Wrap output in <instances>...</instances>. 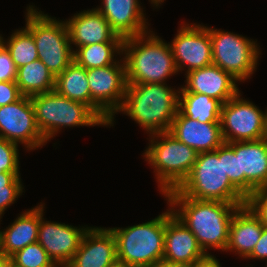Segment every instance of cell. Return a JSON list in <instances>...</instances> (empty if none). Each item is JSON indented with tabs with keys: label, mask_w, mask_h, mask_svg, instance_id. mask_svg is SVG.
<instances>
[{
	"label": "cell",
	"mask_w": 267,
	"mask_h": 267,
	"mask_svg": "<svg viewBox=\"0 0 267 267\" xmlns=\"http://www.w3.org/2000/svg\"><path fill=\"white\" fill-rule=\"evenodd\" d=\"M155 267H192V264L170 262L163 259Z\"/></svg>",
	"instance_id": "obj_39"
},
{
	"label": "cell",
	"mask_w": 267,
	"mask_h": 267,
	"mask_svg": "<svg viewBox=\"0 0 267 267\" xmlns=\"http://www.w3.org/2000/svg\"><path fill=\"white\" fill-rule=\"evenodd\" d=\"M37 126L44 139L51 140L62 127L108 126L87 104L66 98L56 90L30 97Z\"/></svg>",
	"instance_id": "obj_6"
},
{
	"label": "cell",
	"mask_w": 267,
	"mask_h": 267,
	"mask_svg": "<svg viewBox=\"0 0 267 267\" xmlns=\"http://www.w3.org/2000/svg\"><path fill=\"white\" fill-rule=\"evenodd\" d=\"M21 97L22 94L19 91L16 81L0 82V107L12 104Z\"/></svg>",
	"instance_id": "obj_34"
},
{
	"label": "cell",
	"mask_w": 267,
	"mask_h": 267,
	"mask_svg": "<svg viewBox=\"0 0 267 267\" xmlns=\"http://www.w3.org/2000/svg\"><path fill=\"white\" fill-rule=\"evenodd\" d=\"M168 132L197 153L215 151L225 142L220 122H199L184 116L179 110Z\"/></svg>",
	"instance_id": "obj_20"
},
{
	"label": "cell",
	"mask_w": 267,
	"mask_h": 267,
	"mask_svg": "<svg viewBox=\"0 0 267 267\" xmlns=\"http://www.w3.org/2000/svg\"><path fill=\"white\" fill-rule=\"evenodd\" d=\"M18 157V145L0 138V172H20Z\"/></svg>",
	"instance_id": "obj_30"
},
{
	"label": "cell",
	"mask_w": 267,
	"mask_h": 267,
	"mask_svg": "<svg viewBox=\"0 0 267 267\" xmlns=\"http://www.w3.org/2000/svg\"><path fill=\"white\" fill-rule=\"evenodd\" d=\"M17 68L12 60L9 51L0 44V82L16 81Z\"/></svg>",
	"instance_id": "obj_33"
},
{
	"label": "cell",
	"mask_w": 267,
	"mask_h": 267,
	"mask_svg": "<svg viewBox=\"0 0 267 267\" xmlns=\"http://www.w3.org/2000/svg\"><path fill=\"white\" fill-rule=\"evenodd\" d=\"M69 40L77 48L96 43H123L109 22L96 9L84 10L65 21Z\"/></svg>",
	"instance_id": "obj_18"
},
{
	"label": "cell",
	"mask_w": 267,
	"mask_h": 267,
	"mask_svg": "<svg viewBox=\"0 0 267 267\" xmlns=\"http://www.w3.org/2000/svg\"><path fill=\"white\" fill-rule=\"evenodd\" d=\"M223 167L225 175L230 182L239 190V165L238 156L233 148L226 142L223 143Z\"/></svg>",
	"instance_id": "obj_31"
},
{
	"label": "cell",
	"mask_w": 267,
	"mask_h": 267,
	"mask_svg": "<svg viewBox=\"0 0 267 267\" xmlns=\"http://www.w3.org/2000/svg\"><path fill=\"white\" fill-rule=\"evenodd\" d=\"M0 138L24 144L27 150L47 144L37 126L30 97L22 96L16 102L0 107Z\"/></svg>",
	"instance_id": "obj_12"
},
{
	"label": "cell",
	"mask_w": 267,
	"mask_h": 267,
	"mask_svg": "<svg viewBox=\"0 0 267 267\" xmlns=\"http://www.w3.org/2000/svg\"><path fill=\"white\" fill-rule=\"evenodd\" d=\"M4 267H15L13 264H11L9 261H7L4 265Z\"/></svg>",
	"instance_id": "obj_43"
},
{
	"label": "cell",
	"mask_w": 267,
	"mask_h": 267,
	"mask_svg": "<svg viewBox=\"0 0 267 267\" xmlns=\"http://www.w3.org/2000/svg\"><path fill=\"white\" fill-rule=\"evenodd\" d=\"M179 106V90L163 83L127 84L123 112L150 135L168 132Z\"/></svg>",
	"instance_id": "obj_2"
},
{
	"label": "cell",
	"mask_w": 267,
	"mask_h": 267,
	"mask_svg": "<svg viewBox=\"0 0 267 267\" xmlns=\"http://www.w3.org/2000/svg\"><path fill=\"white\" fill-rule=\"evenodd\" d=\"M176 191L196 200L247 204V198L225 175L223 144L215 151L198 153L189 175Z\"/></svg>",
	"instance_id": "obj_4"
},
{
	"label": "cell",
	"mask_w": 267,
	"mask_h": 267,
	"mask_svg": "<svg viewBox=\"0 0 267 267\" xmlns=\"http://www.w3.org/2000/svg\"><path fill=\"white\" fill-rule=\"evenodd\" d=\"M160 4H162L165 0H157Z\"/></svg>",
	"instance_id": "obj_44"
},
{
	"label": "cell",
	"mask_w": 267,
	"mask_h": 267,
	"mask_svg": "<svg viewBox=\"0 0 267 267\" xmlns=\"http://www.w3.org/2000/svg\"><path fill=\"white\" fill-rule=\"evenodd\" d=\"M192 267H221L214 255L206 254L203 258L195 261Z\"/></svg>",
	"instance_id": "obj_38"
},
{
	"label": "cell",
	"mask_w": 267,
	"mask_h": 267,
	"mask_svg": "<svg viewBox=\"0 0 267 267\" xmlns=\"http://www.w3.org/2000/svg\"><path fill=\"white\" fill-rule=\"evenodd\" d=\"M23 193V190H0V220L4 211Z\"/></svg>",
	"instance_id": "obj_36"
},
{
	"label": "cell",
	"mask_w": 267,
	"mask_h": 267,
	"mask_svg": "<svg viewBox=\"0 0 267 267\" xmlns=\"http://www.w3.org/2000/svg\"><path fill=\"white\" fill-rule=\"evenodd\" d=\"M149 1L157 8L161 5L157 0ZM101 4L103 6L96 7V9L123 39L150 31L139 0H103Z\"/></svg>",
	"instance_id": "obj_16"
},
{
	"label": "cell",
	"mask_w": 267,
	"mask_h": 267,
	"mask_svg": "<svg viewBox=\"0 0 267 267\" xmlns=\"http://www.w3.org/2000/svg\"><path fill=\"white\" fill-rule=\"evenodd\" d=\"M247 205L267 227V188L257 189L248 199Z\"/></svg>",
	"instance_id": "obj_32"
},
{
	"label": "cell",
	"mask_w": 267,
	"mask_h": 267,
	"mask_svg": "<svg viewBox=\"0 0 267 267\" xmlns=\"http://www.w3.org/2000/svg\"><path fill=\"white\" fill-rule=\"evenodd\" d=\"M8 261V259H5L0 256V267H4L5 263Z\"/></svg>",
	"instance_id": "obj_42"
},
{
	"label": "cell",
	"mask_w": 267,
	"mask_h": 267,
	"mask_svg": "<svg viewBox=\"0 0 267 267\" xmlns=\"http://www.w3.org/2000/svg\"><path fill=\"white\" fill-rule=\"evenodd\" d=\"M186 75V85L180 87L179 92L206 94L219 100L222 104L234 97L239 88L238 81L219 66L209 65L192 70Z\"/></svg>",
	"instance_id": "obj_19"
},
{
	"label": "cell",
	"mask_w": 267,
	"mask_h": 267,
	"mask_svg": "<svg viewBox=\"0 0 267 267\" xmlns=\"http://www.w3.org/2000/svg\"><path fill=\"white\" fill-rule=\"evenodd\" d=\"M240 91L222 104L220 126L226 143L256 141L263 135L265 112L249 100L240 98Z\"/></svg>",
	"instance_id": "obj_11"
},
{
	"label": "cell",
	"mask_w": 267,
	"mask_h": 267,
	"mask_svg": "<svg viewBox=\"0 0 267 267\" xmlns=\"http://www.w3.org/2000/svg\"><path fill=\"white\" fill-rule=\"evenodd\" d=\"M152 32L123 41L127 84H166L167 78L178 73L170 44Z\"/></svg>",
	"instance_id": "obj_3"
},
{
	"label": "cell",
	"mask_w": 267,
	"mask_h": 267,
	"mask_svg": "<svg viewBox=\"0 0 267 267\" xmlns=\"http://www.w3.org/2000/svg\"><path fill=\"white\" fill-rule=\"evenodd\" d=\"M108 267H132V266L117 258Z\"/></svg>",
	"instance_id": "obj_40"
},
{
	"label": "cell",
	"mask_w": 267,
	"mask_h": 267,
	"mask_svg": "<svg viewBox=\"0 0 267 267\" xmlns=\"http://www.w3.org/2000/svg\"><path fill=\"white\" fill-rule=\"evenodd\" d=\"M212 64L219 66L237 81L249 79L256 71L261 54L257 41L245 36L209 28Z\"/></svg>",
	"instance_id": "obj_9"
},
{
	"label": "cell",
	"mask_w": 267,
	"mask_h": 267,
	"mask_svg": "<svg viewBox=\"0 0 267 267\" xmlns=\"http://www.w3.org/2000/svg\"><path fill=\"white\" fill-rule=\"evenodd\" d=\"M169 42L178 72L186 73L212 65V42L207 26L185 24Z\"/></svg>",
	"instance_id": "obj_13"
},
{
	"label": "cell",
	"mask_w": 267,
	"mask_h": 267,
	"mask_svg": "<svg viewBox=\"0 0 267 267\" xmlns=\"http://www.w3.org/2000/svg\"><path fill=\"white\" fill-rule=\"evenodd\" d=\"M248 259H263L267 260V227L263 228L261 237L253 248L252 253L247 257Z\"/></svg>",
	"instance_id": "obj_37"
},
{
	"label": "cell",
	"mask_w": 267,
	"mask_h": 267,
	"mask_svg": "<svg viewBox=\"0 0 267 267\" xmlns=\"http://www.w3.org/2000/svg\"><path fill=\"white\" fill-rule=\"evenodd\" d=\"M238 156L239 191L248 199L267 188V143L263 140L228 143Z\"/></svg>",
	"instance_id": "obj_15"
},
{
	"label": "cell",
	"mask_w": 267,
	"mask_h": 267,
	"mask_svg": "<svg viewBox=\"0 0 267 267\" xmlns=\"http://www.w3.org/2000/svg\"><path fill=\"white\" fill-rule=\"evenodd\" d=\"M55 79L40 59L17 68L16 83L22 96L31 97L55 90Z\"/></svg>",
	"instance_id": "obj_24"
},
{
	"label": "cell",
	"mask_w": 267,
	"mask_h": 267,
	"mask_svg": "<svg viewBox=\"0 0 267 267\" xmlns=\"http://www.w3.org/2000/svg\"><path fill=\"white\" fill-rule=\"evenodd\" d=\"M149 146L143 156L153 167L160 192L176 190L189 175L198 153L169 132L149 135ZM162 139V140H161Z\"/></svg>",
	"instance_id": "obj_5"
},
{
	"label": "cell",
	"mask_w": 267,
	"mask_h": 267,
	"mask_svg": "<svg viewBox=\"0 0 267 267\" xmlns=\"http://www.w3.org/2000/svg\"><path fill=\"white\" fill-rule=\"evenodd\" d=\"M8 261L15 267H58L38 242L17 251Z\"/></svg>",
	"instance_id": "obj_29"
},
{
	"label": "cell",
	"mask_w": 267,
	"mask_h": 267,
	"mask_svg": "<svg viewBox=\"0 0 267 267\" xmlns=\"http://www.w3.org/2000/svg\"><path fill=\"white\" fill-rule=\"evenodd\" d=\"M1 43L9 51L16 68L39 59L33 35L26 28L16 30L7 41L1 36Z\"/></svg>",
	"instance_id": "obj_28"
},
{
	"label": "cell",
	"mask_w": 267,
	"mask_h": 267,
	"mask_svg": "<svg viewBox=\"0 0 267 267\" xmlns=\"http://www.w3.org/2000/svg\"><path fill=\"white\" fill-rule=\"evenodd\" d=\"M116 259L117 243L111 229L89 227L79 249L65 267H108Z\"/></svg>",
	"instance_id": "obj_17"
},
{
	"label": "cell",
	"mask_w": 267,
	"mask_h": 267,
	"mask_svg": "<svg viewBox=\"0 0 267 267\" xmlns=\"http://www.w3.org/2000/svg\"><path fill=\"white\" fill-rule=\"evenodd\" d=\"M25 28L33 35L38 58L55 78L74 61L73 46L65 21L27 7Z\"/></svg>",
	"instance_id": "obj_8"
},
{
	"label": "cell",
	"mask_w": 267,
	"mask_h": 267,
	"mask_svg": "<svg viewBox=\"0 0 267 267\" xmlns=\"http://www.w3.org/2000/svg\"><path fill=\"white\" fill-rule=\"evenodd\" d=\"M86 70L91 108L111 126L114 115L123 104L127 88L124 60L121 58L113 65Z\"/></svg>",
	"instance_id": "obj_10"
},
{
	"label": "cell",
	"mask_w": 267,
	"mask_h": 267,
	"mask_svg": "<svg viewBox=\"0 0 267 267\" xmlns=\"http://www.w3.org/2000/svg\"><path fill=\"white\" fill-rule=\"evenodd\" d=\"M261 219L246 204L241 206L232 217L229 226L227 251L235 252L247 259L258 243L263 228Z\"/></svg>",
	"instance_id": "obj_22"
},
{
	"label": "cell",
	"mask_w": 267,
	"mask_h": 267,
	"mask_svg": "<svg viewBox=\"0 0 267 267\" xmlns=\"http://www.w3.org/2000/svg\"><path fill=\"white\" fill-rule=\"evenodd\" d=\"M261 139H263L267 143V109L265 113L263 135Z\"/></svg>",
	"instance_id": "obj_41"
},
{
	"label": "cell",
	"mask_w": 267,
	"mask_h": 267,
	"mask_svg": "<svg viewBox=\"0 0 267 267\" xmlns=\"http://www.w3.org/2000/svg\"><path fill=\"white\" fill-rule=\"evenodd\" d=\"M116 238L117 258L132 267H155L164 254L166 212L126 228H110Z\"/></svg>",
	"instance_id": "obj_7"
},
{
	"label": "cell",
	"mask_w": 267,
	"mask_h": 267,
	"mask_svg": "<svg viewBox=\"0 0 267 267\" xmlns=\"http://www.w3.org/2000/svg\"><path fill=\"white\" fill-rule=\"evenodd\" d=\"M40 205L23 212L15 221L0 230V256L9 259L17 251L37 242Z\"/></svg>",
	"instance_id": "obj_23"
},
{
	"label": "cell",
	"mask_w": 267,
	"mask_h": 267,
	"mask_svg": "<svg viewBox=\"0 0 267 267\" xmlns=\"http://www.w3.org/2000/svg\"><path fill=\"white\" fill-rule=\"evenodd\" d=\"M163 259L170 262L193 264L206 254L193 233L172 213L166 211V230Z\"/></svg>",
	"instance_id": "obj_21"
},
{
	"label": "cell",
	"mask_w": 267,
	"mask_h": 267,
	"mask_svg": "<svg viewBox=\"0 0 267 267\" xmlns=\"http://www.w3.org/2000/svg\"><path fill=\"white\" fill-rule=\"evenodd\" d=\"M123 43H96L74 51V61L85 69L106 67L117 63L116 54H122ZM117 52V53H116Z\"/></svg>",
	"instance_id": "obj_27"
},
{
	"label": "cell",
	"mask_w": 267,
	"mask_h": 267,
	"mask_svg": "<svg viewBox=\"0 0 267 267\" xmlns=\"http://www.w3.org/2000/svg\"><path fill=\"white\" fill-rule=\"evenodd\" d=\"M20 172H0V190H23Z\"/></svg>",
	"instance_id": "obj_35"
},
{
	"label": "cell",
	"mask_w": 267,
	"mask_h": 267,
	"mask_svg": "<svg viewBox=\"0 0 267 267\" xmlns=\"http://www.w3.org/2000/svg\"><path fill=\"white\" fill-rule=\"evenodd\" d=\"M222 103L206 94L179 92L178 110L199 122H220Z\"/></svg>",
	"instance_id": "obj_26"
},
{
	"label": "cell",
	"mask_w": 267,
	"mask_h": 267,
	"mask_svg": "<svg viewBox=\"0 0 267 267\" xmlns=\"http://www.w3.org/2000/svg\"><path fill=\"white\" fill-rule=\"evenodd\" d=\"M164 196L172 213L193 233L205 254H209L207 250L210 248L226 250L232 217L241 206L246 205L196 200L182 196L176 190Z\"/></svg>",
	"instance_id": "obj_1"
},
{
	"label": "cell",
	"mask_w": 267,
	"mask_h": 267,
	"mask_svg": "<svg viewBox=\"0 0 267 267\" xmlns=\"http://www.w3.org/2000/svg\"><path fill=\"white\" fill-rule=\"evenodd\" d=\"M55 90L68 99L91 107L87 70L73 61L55 79Z\"/></svg>",
	"instance_id": "obj_25"
},
{
	"label": "cell",
	"mask_w": 267,
	"mask_h": 267,
	"mask_svg": "<svg viewBox=\"0 0 267 267\" xmlns=\"http://www.w3.org/2000/svg\"><path fill=\"white\" fill-rule=\"evenodd\" d=\"M44 205L40 204V223L37 242L58 267H65L79 249L89 227H74L65 223L45 221Z\"/></svg>",
	"instance_id": "obj_14"
}]
</instances>
